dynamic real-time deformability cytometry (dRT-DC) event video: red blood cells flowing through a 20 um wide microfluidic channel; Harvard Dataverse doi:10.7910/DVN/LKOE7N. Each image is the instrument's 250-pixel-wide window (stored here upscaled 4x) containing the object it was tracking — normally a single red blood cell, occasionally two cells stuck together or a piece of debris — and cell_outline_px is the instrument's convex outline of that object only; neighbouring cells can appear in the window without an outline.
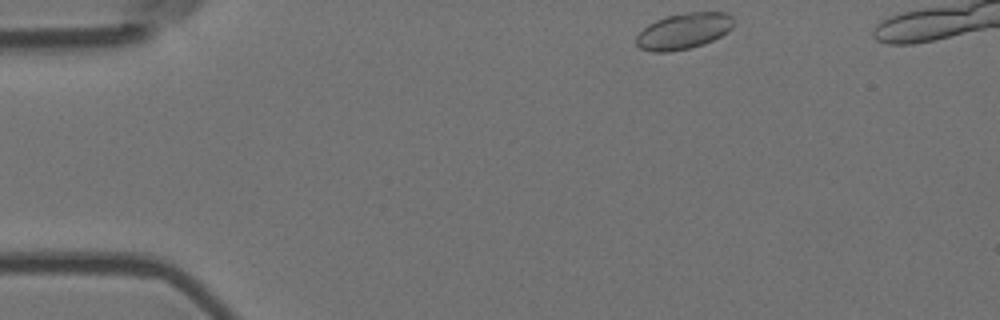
{"species": "Egyptian fruit bat (a non-hibernating species)", "species_latin": "Rousettus aegyptiacus", "temperature_condition": "room temperature", "stored_images_in_passage": 43, "camera_frame_rate_fps": 3000, "um_per_image_px": 0.085, "animal": {"sex": "female"}, "frame": {"image": 1, "passage_image": 1, "time_ms": 0.0, "image_size_px": [1000, 320], "cell_outline_px": [[736, 24], [728, 32], [704, 44], [688, 48], [668, 52], [652, 52], [640, 48], [636, 44], [636, 36], [648, 24], [664, 16], [688, 12], [728, 12], [732, 16]], "centroid_in_image_um": [58.14, 2.63], "position_along_channel_um": 26.9, "area_um2": 20.63}}
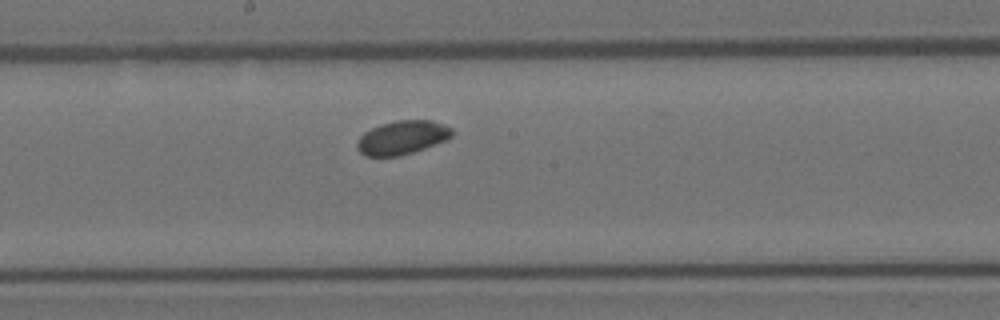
{"frame": {"image": 2, "passage_image": 22, "time_ms": 7.0, "image_size_px": [1000, 320], "cell_outline_px": [[452, 136], [444, 140], [424, 148], [400, 156], [364, 156], [356, 148], [356, 144], [360, 136], [364, 132], [380, 124], [396, 120], [432, 120], [444, 124], [452, 128]], "centroid_in_image_um": [34.15, 11.68], "position_along_channel_um": 214.0, "area_um2": 18.61}}
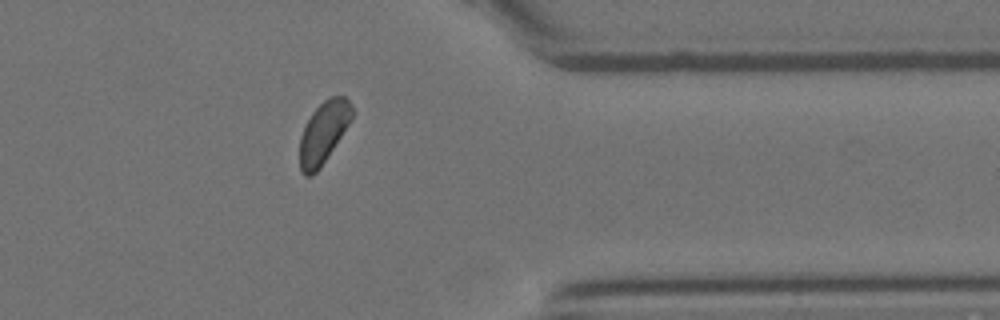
{"frame": {"image": 3, "passage_image": 37, "time_ms": 12.0, "image_size_px": [1000, 320], "cell_outline_px": [[356, 112], [320, 168], [312, 176], [304, 176], [300, 168], [300, 136], [312, 112], [324, 100], [332, 96], [344, 96], [352, 104]], "centroid_in_image_um": [27.51, 11.24], "position_along_channel_um": 383.9, "area_um2": 18.67}}